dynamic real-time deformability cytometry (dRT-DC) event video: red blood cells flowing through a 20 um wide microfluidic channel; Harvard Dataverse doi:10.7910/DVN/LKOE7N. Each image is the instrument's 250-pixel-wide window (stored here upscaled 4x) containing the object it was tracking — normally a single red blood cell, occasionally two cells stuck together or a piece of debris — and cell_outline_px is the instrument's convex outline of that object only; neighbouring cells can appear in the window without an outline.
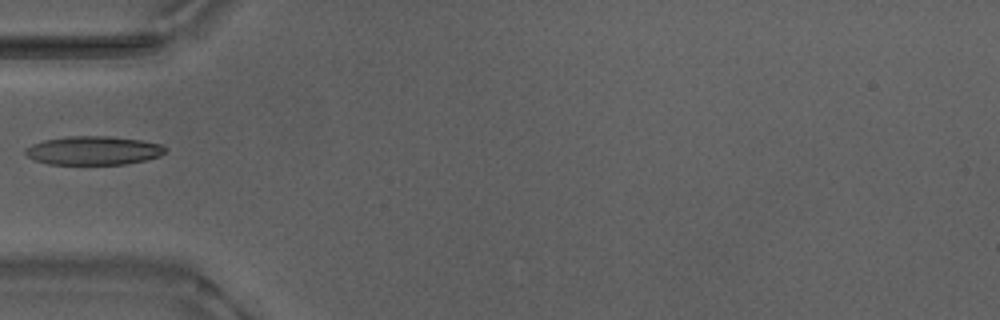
{"species": "Egyptian fruit bat (a non-hibernating species)", "species_latin": "Rousettus aegyptiacus", "temperature_condition": "warm", "stored_images_in_passage": 36, "camera_frame_rate_fps": 3000, "um_per_image_px": 0.085, "animal": {"sex": "male"}, "frame": {"image": 1, "passage_image": 1, "time_ms": 0.0, "image_size_px": [1000, 320], "cell_outline_px": [[168, 148], [160, 156], [144, 160], [124, 164], [48, 164], [36, 160], [28, 156], [24, 152], [24, 148], [32, 144], [44, 140], [68, 136], [108, 136], [140, 140], [160, 144]], "centroid_in_image_um": [7.93, 12.79], "position_along_channel_um": 77.1, "area_um2": 23.29}}